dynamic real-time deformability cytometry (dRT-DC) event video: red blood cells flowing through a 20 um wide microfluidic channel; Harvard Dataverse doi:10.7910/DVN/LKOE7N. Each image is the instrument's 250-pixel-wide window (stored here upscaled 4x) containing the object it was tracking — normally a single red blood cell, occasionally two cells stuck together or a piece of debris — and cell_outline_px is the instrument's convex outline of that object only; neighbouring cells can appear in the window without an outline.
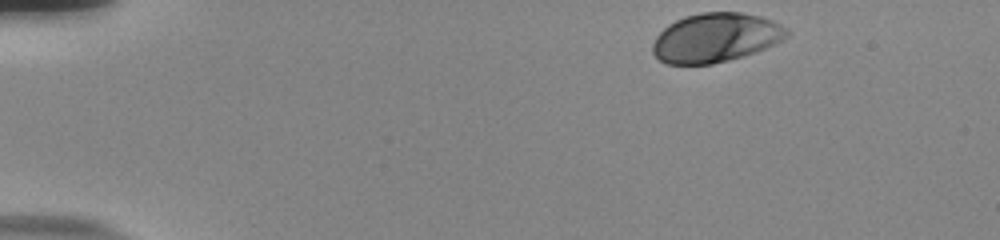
{"species": "human", "species_latin": "Homo sapiens", "temperature_condition": "room temperature", "stored_images_in_passage": 40, "camera_frame_rate_fps": 3000, "um_per_image_px": 0.085, "donor": {"sex": "male"}, "frame": {"image": 1, "passage_image": 1, "time_ms": 0.0, "image_size_px": [1000, 240], "cell_outline_px": [[788, 36], [764, 48], [728, 60], [712, 64], [668, 64], [660, 60], [652, 52], [652, 44], [656, 36], [668, 24], [684, 16], [700, 12], [744, 12], [760, 16], [772, 20], [788, 28]], "centroid_in_image_um": [60.8, 3.18], "position_along_channel_um": 24.2, "area_um2": 38.21}}
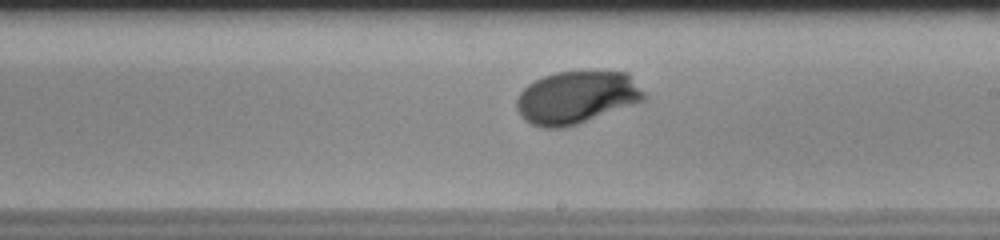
{"frame": {"image": 2, "passage_image": 26, "time_ms": 8.333, "image_size_px": [1000, 240], "cell_outline_px": [[644, 100], [576, 124], [564, 128], [544, 128], [532, 124], [524, 120], [520, 116], [516, 108], [516, 100], [520, 92], [528, 84], [544, 76], [556, 72], [628, 72], [644, 92]], "centroid_in_image_um": [48.96, 8.28], "position_along_channel_um": 240.0, "area_um2": 38.61}}
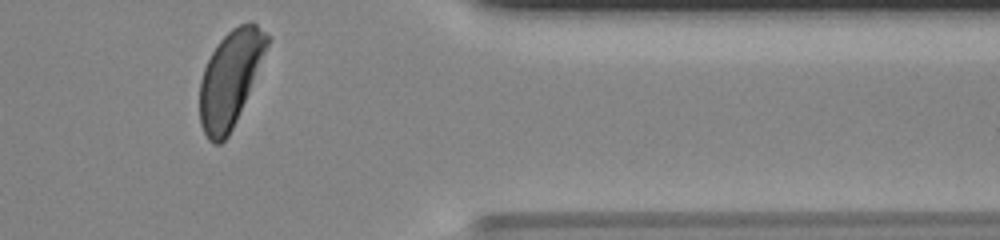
{"frame": {"image": 3, "passage_image": 39, "time_ms": 12.667, "image_size_px": [1000, 240], "cell_outline_px": [[272, 36], [236, 120], [228, 136], [220, 144], [212, 144], [208, 140], [200, 124], [200, 80], [204, 68], [216, 44], [232, 28], [240, 24], [252, 20]], "centroid_in_image_um": [19.56, 6.65], "position_along_channel_um": 391.8, "area_um2": 37.22}, "authors_computed_cell_mechanics": {"area_um2": 38.1191, "velocity_mm_per_s": 3.8154, "shape_relaxation_time_tau1_ms": 2.3754, "shape_relaxation_time_tau2_ms": null, "deformation_change_tau1": 0.1561, "deformation_change_tau2": null}}